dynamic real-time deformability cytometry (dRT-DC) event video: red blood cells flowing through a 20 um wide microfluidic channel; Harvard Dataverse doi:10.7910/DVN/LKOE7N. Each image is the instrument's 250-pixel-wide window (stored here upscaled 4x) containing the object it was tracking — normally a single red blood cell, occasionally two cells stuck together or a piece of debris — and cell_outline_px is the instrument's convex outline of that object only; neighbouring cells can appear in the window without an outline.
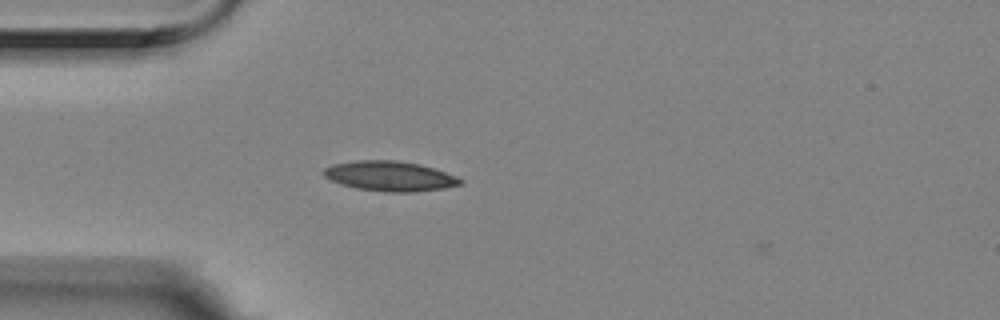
{"species": "Egyptian fruit bat (a non-hibernating species)", "species_latin": "Rousettus aegyptiacus", "temperature_condition": "room temperature", "stored_images_in_passage": 2, "camera_frame_rate_fps": 3000, "um_per_image_px": 0.085, "animal": {"sex": "female"}, "frame": {"image": 1, "passage_image": 2, "time_ms": 0.333, "image_size_px": [1000, 320], "cell_outline_px": [[464, 180], [460, 184], [444, 188], [416, 192], [384, 192], [356, 188], [340, 184], [324, 176], [320, 172], [324, 168], [332, 164], [356, 160], [396, 160], [420, 164], [456, 176]], "centroid_in_image_um": [33.1, 14.97], "position_along_channel_um": 51.9, "area_um2": 23.93}}